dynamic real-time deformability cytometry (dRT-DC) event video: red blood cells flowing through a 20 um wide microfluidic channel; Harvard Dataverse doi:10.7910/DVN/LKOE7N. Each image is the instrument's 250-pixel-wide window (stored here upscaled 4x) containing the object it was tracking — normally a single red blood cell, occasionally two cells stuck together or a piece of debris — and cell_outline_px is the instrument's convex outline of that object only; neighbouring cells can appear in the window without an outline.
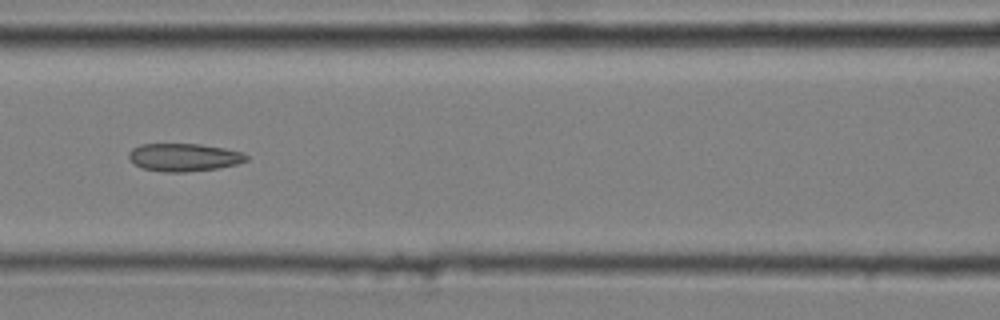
{"species": "common noctule bat (a hibernating species)", "species_latin": "Nyctalus noctula", "temperature_condition": "cold", "stored_images_in_passage": 8, "camera_frame_rate_fps": 3000, "um_per_image_px": 0.085, "animal": {"sex": "male", "body_mass_g": 20.4}, "frame": {"image": 1, "passage_image": 6, "time_ms": 1.667, "image_size_px": [1000, 320], "cell_outline_px": [[248, 160], [236, 164], [216, 168], [184, 172], [164, 172], [144, 168], [136, 164], [128, 156], [128, 152], [132, 148], [140, 144], [200, 144], [224, 148], [244, 152], [248, 156]], "centroid_in_image_um": [15.65, 13.36], "position_along_channel_um": 150.9, "area_um2": 18.96}}
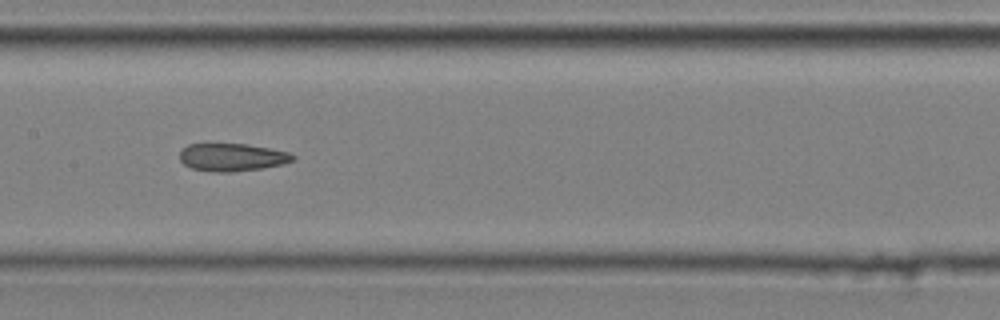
{"frame": {"image": 2, "passage_image": 7, "time_ms": 2.0, "image_size_px": [1000, 320], "cell_outline_px": [[296, 156], [292, 160], [284, 164], [260, 168], [232, 172], [212, 172], [192, 168], [184, 164], [180, 160], [180, 152], [188, 144], [244, 144], [268, 148], [288, 152]], "centroid_in_image_um": [19.71, 13.37], "position_along_channel_um": 187.7, "area_um2": 18.09}}
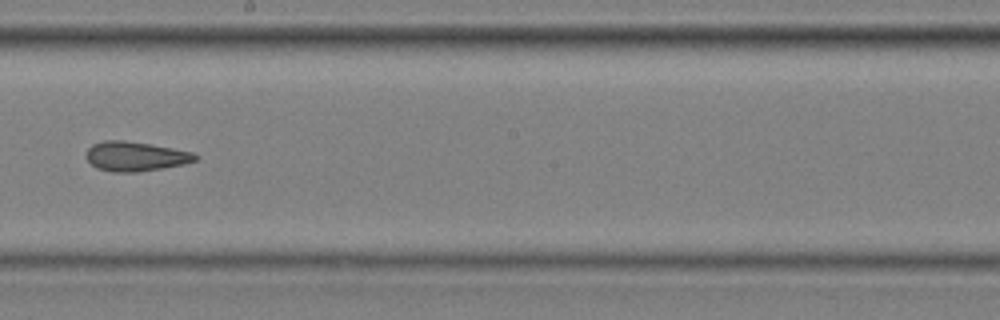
{"frame": {"image": 3, "passage_image": 8, "time_ms": 2.333, "image_size_px": [1000, 320], "cell_outline_px": [[200, 156], [196, 160], [184, 164], [164, 168], [140, 172], [112, 172], [96, 168], [84, 156], [88, 148], [92, 144], [104, 140], [124, 140], [172, 148], [192, 152]], "centroid_in_image_um": [11.49, 13.3], "position_along_channel_um": 236.7, "area_um2": 18.9}}